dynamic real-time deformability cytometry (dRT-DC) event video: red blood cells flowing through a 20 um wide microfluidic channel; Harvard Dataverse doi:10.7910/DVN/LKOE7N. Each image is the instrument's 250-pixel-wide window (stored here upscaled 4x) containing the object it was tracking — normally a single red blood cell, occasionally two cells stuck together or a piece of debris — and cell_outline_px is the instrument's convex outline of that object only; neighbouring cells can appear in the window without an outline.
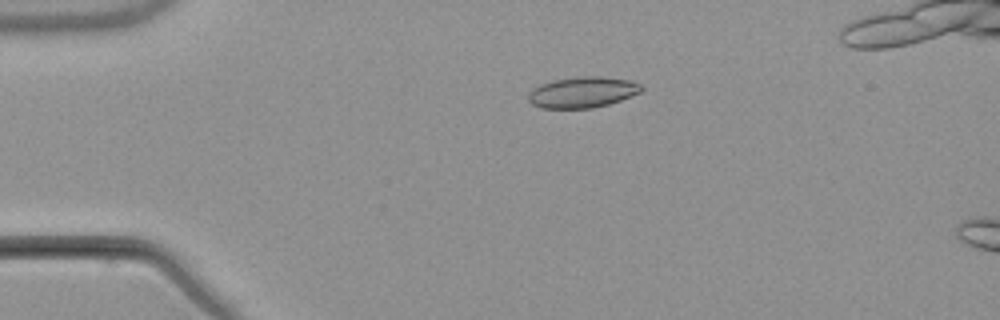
{"species": "common noctule bat (a hibernating species)", "species_latin": "Nyctalus noctula", "temperature_condition": "warm", "stored_images_in_passage": 6, "camera_frame_rate_fps": 3000, "um_per_image_px": 0.085, "animal": {"sex": "male", "body_mass_g": 21.5, "forearm_length_mm": 52.0}, "frame": {"image": 1, "passage_image": 4, "time_ms": 3.667, "image_size_px": [1000, 320], "cell_outline_px": [[644, 88], [640, 92], [620, 100], [608, 104], [592, 108], [540, 108], [532, 104], [528, 100], [528, 92], [532, 88], [540, 84], [552, 80], [580, 76], [600, 76], [628, 80], [640, 84]], "centroid_in_image_um": [49.47, 7.84], "position_along_channel_um": 35.5, "area_um2": 20.4}}